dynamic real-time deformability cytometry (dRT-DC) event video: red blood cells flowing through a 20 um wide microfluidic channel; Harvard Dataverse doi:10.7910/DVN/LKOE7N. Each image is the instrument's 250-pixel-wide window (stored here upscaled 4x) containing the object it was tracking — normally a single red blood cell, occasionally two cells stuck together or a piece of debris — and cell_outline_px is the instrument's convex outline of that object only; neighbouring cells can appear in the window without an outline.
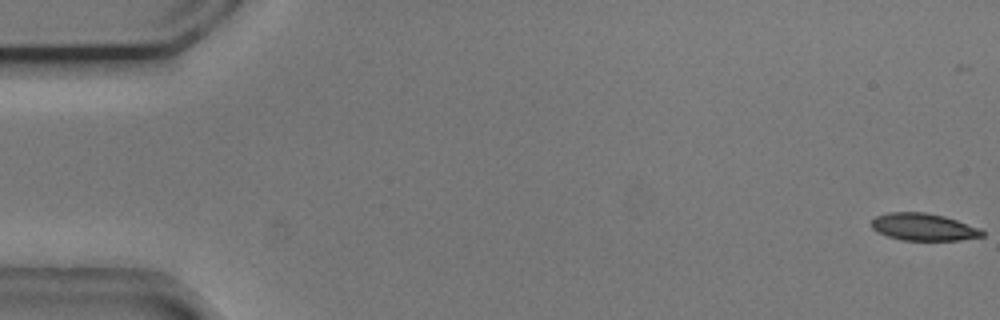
{"species": "common noctule bat (a hibernating species)", "species_latin": "Nyctalus noctula", "temperature_condition": "cold", "stored_images_in_passage": 43, "camera_frame_rate_fps": 3000, "um_per_image_px": 0.085, "animal": {"sex": "male", "body_mass_g": 20.5, "forearm_length_mm": 52.5}, "frame": {"image": 1, "passage_image": 1, "time_ms": 0.0, "image_size_px": [1000, 320], "cell_outline_px": [[984, 236], [960, 240], [900, 240], [876, 232], [872, 228], [872, 220], [876, 216], [888, 212], [924, 212], [944, 216], [980, 228], [984, 232]], "centroid_in_image_um": [78.49, 19.29], "position_along_channel_um": 6.5, "area_um2": 17.57}}
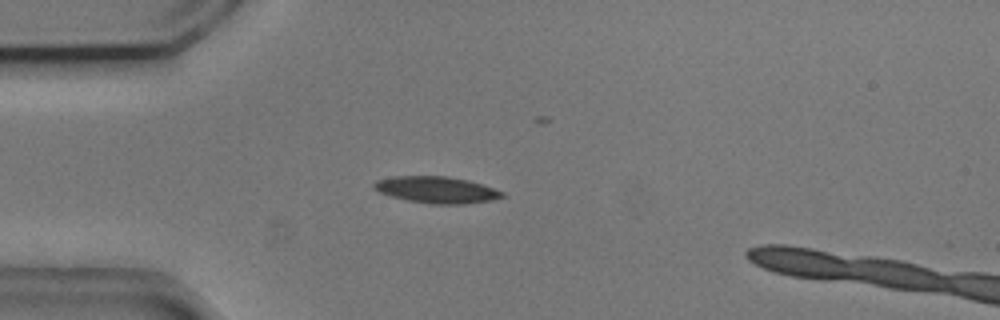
{"frame": {"image": 2, "passage_image": 15, "time_ms": 4.667, "image_size_px": [1000, 320], "cell_outline_px": [[504, 196], [492, 200], [464, 204], [432, 204], [408, 200], [392, 196], [380, 192], [372, 188], [372, 184], [376, 180], [396, 176], [448, 176], [468, 180], [504, 192]], "centroid_in_image_um": [37.09, 16.13], "position_along_channel_um": 47.9, "area_um2": 19.71}}
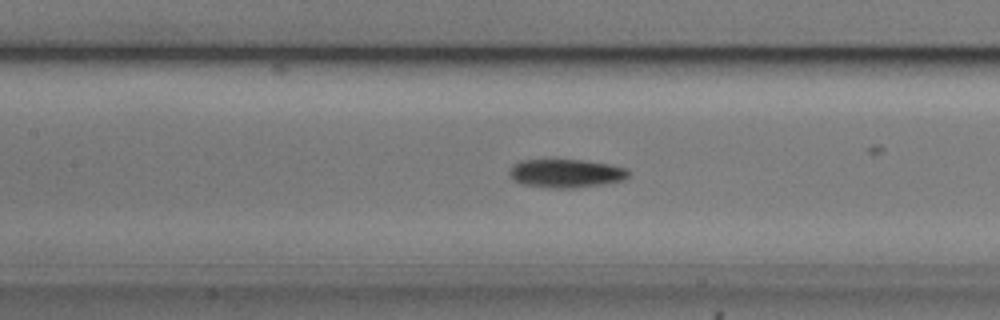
{"frame": {"image": 3, "passage_image": 25, "time_ms": 8.0, "image_size_px": [1000, 320], "cell_outline_px": [[632, 172], [624, 180], [604, 184], [572, 188], [556, 188], [520, 184], [512, 180], [508, 176], [508, 168], [512, 164], [520, 160], [584, 160], [612, 164], [628, 168]], "centroid_in_image_um": [48.1, 14.73], "position_along_channel_um": 159.3, "area_um2": 20.23}}